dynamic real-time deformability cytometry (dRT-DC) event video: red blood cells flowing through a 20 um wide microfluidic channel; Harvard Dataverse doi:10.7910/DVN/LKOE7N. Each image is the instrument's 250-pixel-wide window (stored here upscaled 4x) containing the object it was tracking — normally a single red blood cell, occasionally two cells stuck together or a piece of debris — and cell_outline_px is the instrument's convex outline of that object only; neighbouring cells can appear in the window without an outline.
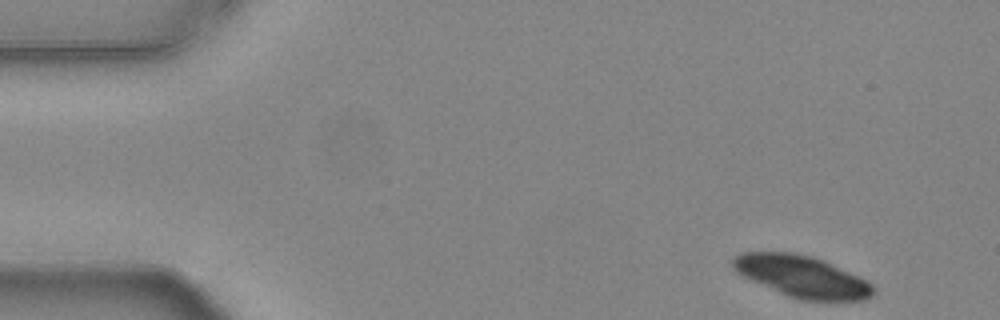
{"species": "common noctule bat (a hibernating species)", "species_latin": "Nyctalus noctula", "temperature_condition": "warm", "stored_images_in_passage": 20, "camera_frame_rate_fps": 3000, "um_per_image_px": 0.085, "animal": {"sex": "female", "body_mass_g": 24.6, "forearm_length_mm": 56.2}, "frame": {"image": 1, "passage_image": 1, "time_ms": 0.0, "image_size_px": [1000, 320], "cell_outline_px": [[876, 292], [872, 296], [864, 300], [828, 304], [800, 300], [788, 296], [740, 276], [732, 268], [732, 256], [740, 252], [796, 252], [812, 256], [824, 260], [868, 280], [876, 288]], "centroid_in_image_um": [68.22, 23.54], "position_along_channel_um": 16.8, "area_um2": 35.49}}